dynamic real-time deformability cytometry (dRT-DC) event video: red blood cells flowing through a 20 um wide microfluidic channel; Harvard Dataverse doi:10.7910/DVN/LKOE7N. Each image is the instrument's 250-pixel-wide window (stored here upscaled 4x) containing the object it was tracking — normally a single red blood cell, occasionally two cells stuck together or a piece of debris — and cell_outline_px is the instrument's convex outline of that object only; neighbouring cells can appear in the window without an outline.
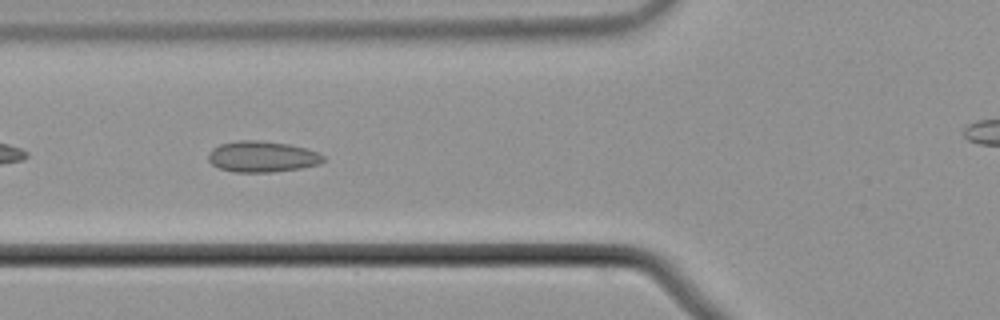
{"species": "common noctule bat (a hibernating species)", "species_latin": "Nyctalus noctula", "temperature_condition": "cold", "stored_images_in_passage": 35, "camera_frame_rate_fps": 3000, "um_per_image_px": 0.085, "animal": {"sex": "male", "body_mass_g": 21.5, "forearm_length_mm": 52.0}, "frame": {"image": 1, "passage_image": 6, "time_ms": 1.667, "image_size_px": [1000, 320], "cell_outline_px": [[324, 160], [320, 164], [300, 168], [272, 172], [232, 172], [220, 168], [212, 164], [208, 160], [208, 152], [212, 148], [220, 144], [240, 140], [256, 140], [288, 144], [308, 148], [324, 156]], "centroid_in_image_um": [22.27, 13.31], "position_along_channel_um": 103.5, "area_um2": 20.81}}
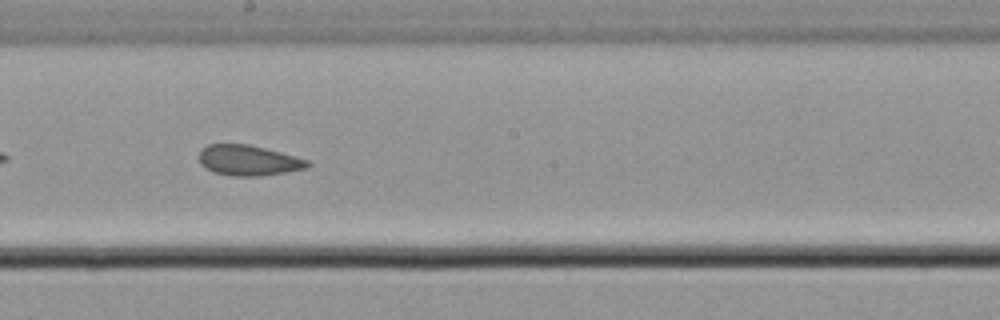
{"frame": {"image": 2, "passage_image": 16, "time_ms": 5.0, "image_size_px": [1000, 320], "cell_outline_px": [[312, 164], [308, 168], [260, 176], [232, 176], [212, 172], [204, 168], [200, 164], [200, 148], [208, 144], [248, 144], [280, 152], [308, 160]], "centroid_in_image_um": [21.09, 13.63], "position_along_channel_um": 227.1, "area_um2": 19.31}}
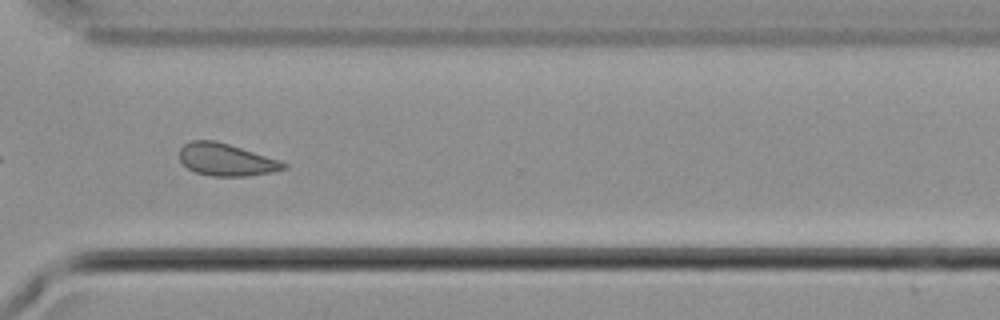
{"frame": {"image": 3, "passage_image": 26, "time_ms": 8.333, "image_size_px": [1000, 320], "cell_outline_px": [[288, 168], [272, 172], [248, 176], [212, 176], [196, 172], [188, 168], [180, 160], [180, 148], [184, 144], [192, 140], [216, 140], [280, 160], [288, 164]], "centroid_in_image_um": [19.24, 13.57], "position_along_channel_um": 351.4, "area_um2": 19.59}, "authors_computed_cell_mechanics": {"area_um2": 19.5364, "velocity_mm_per_s": 3.7078, "shape_relaxation_time_tau1_ms": null, "shape_relaxation_time_tau2_ms": 2.2782, "deformation_change_tau1": null, "deformation_change_tau2": 0.0662}}